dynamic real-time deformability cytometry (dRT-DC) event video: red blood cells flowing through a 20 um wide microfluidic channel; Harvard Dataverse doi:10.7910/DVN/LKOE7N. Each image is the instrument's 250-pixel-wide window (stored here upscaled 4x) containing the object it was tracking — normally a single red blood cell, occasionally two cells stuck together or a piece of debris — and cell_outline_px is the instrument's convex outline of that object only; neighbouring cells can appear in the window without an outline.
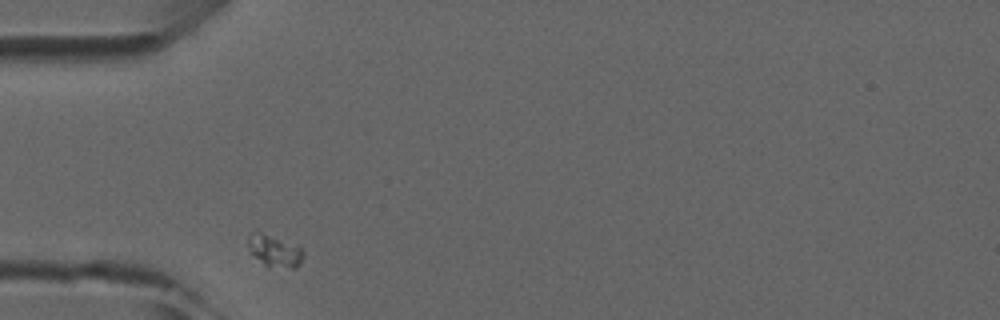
{"species": "common noctule bat (a hibernating species)", "species_latin": "Nyctalus noctula", "temperature_condition": "room temperature", "stored_images_in_passage": 4, "camera_frame_rate_fps": 3000, "um_per_image_px": 0.085, "animal": {"sex": "male", "forearm_length_mm": 52.5}, "frame": {"image": 1, "passage_image": 1, "time_ms": 0.0, "image_size_px": [1000, 320], "cell_outline_px": [[304, 256], [300, 264], [296, 268], [268, 268], [252, 252], [248, 244], [248, 236], [256, 228], [300, 248], [304, 252]], "centroid_in_image_um": [23.33, 21.31], "position_along_channel_um": 61.7, "area_um2": 10.35}}
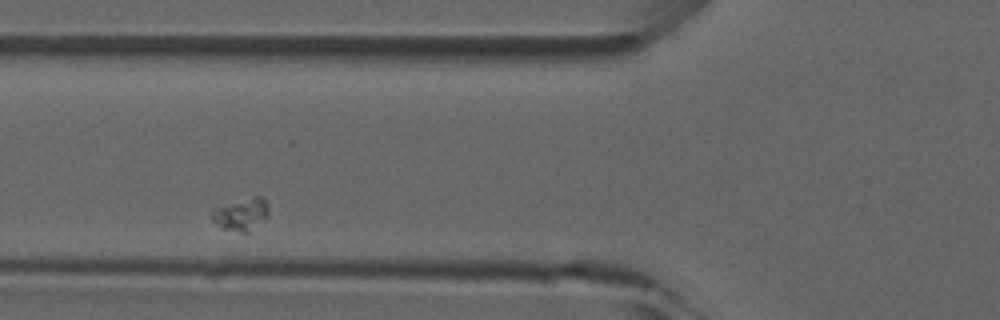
{"frame": {"image": 2, "passage_image": 2, "time_ms": 1.333, "image_size_px": [1000, 320], "cell_outline_px": [[268, 216], [248, 232], [244, 232], [220, 228], [212, 220], [212, 208], [256, 196], [260, 196], [268, 204]], "centroid_in_image_um": [20.49, 18.22], "position_along_channel_um": 105.3, "area_um2": 10.46}}
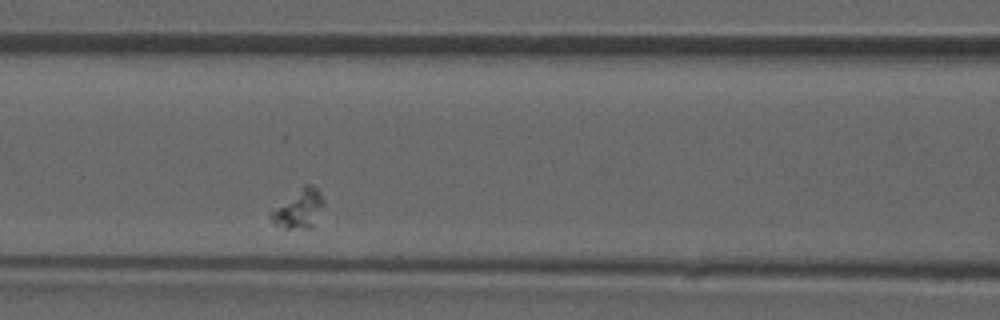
{"frame": {"image": 3, "passage_image": 3, "time_ms": 2.333, "image_size_px": [1000, 320], "cell_outline_px": [[324, 204], [312, 224], [308, 228], [284, 228], [272, 224], [268, 212], [304, 184], [308, 184], [316, 188], [320, 192]], "centroid_in_image_um": [25.33, 17.74], "position_along_channel_um": 141.3, "area_um2": 11.73}}